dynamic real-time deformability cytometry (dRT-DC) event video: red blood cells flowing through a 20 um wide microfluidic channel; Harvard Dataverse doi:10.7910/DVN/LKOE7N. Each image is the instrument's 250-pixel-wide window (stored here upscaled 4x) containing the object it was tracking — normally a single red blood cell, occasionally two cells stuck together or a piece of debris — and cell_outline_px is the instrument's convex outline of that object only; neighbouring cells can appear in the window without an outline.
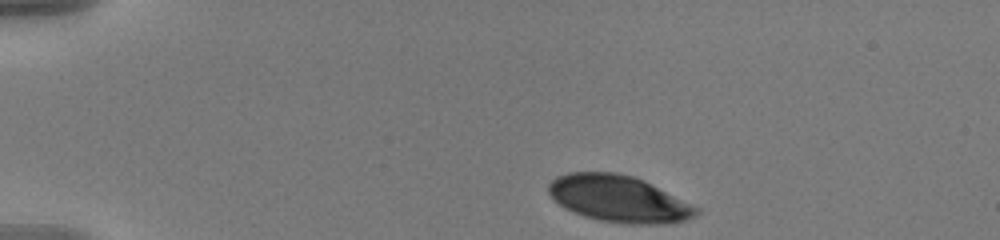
{"species": "human", "species_latin": "Homo sapiens", "temperature_condition": "warm", "stored_images_in_passage": 47, "camera_frame_rate_fps": 3000, "um_per_image_px": 0.085, "donor": {"sex": "male"}, "frame": {"image": 1, "passage_image": 1, "time_ms": 0.0, "image_size_px": [1000, 240], "cell_outline_px": [[700, 212], [696, 216], [684, 220], [668, 224], [628, 224], [600, 220], [584, 216], [560, 204], [548, 192], [548, 184], [556, 176], [568, 172], [616, 172], [632, 176], [644, 180], [700, 208]], "centroid_in_image_um": [52.63, 16.89], "position_along_channel_um": 32.4, "area_um2": 40.0}}
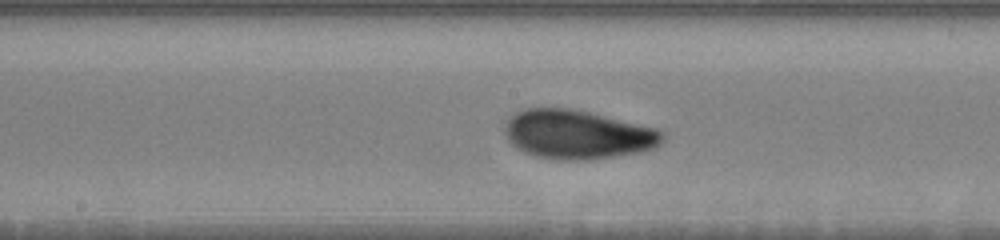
{"frame": {"image": 2, "passage_image": 21, "time_ms": 6.667, "image_size_px": [1000, 240], "cell_outline_px": [[664, 140], [660, 144], [652, 148], [640, 152], [588, 160], [556, 160], [536, 156], [524, 152], [516, 148], [508, 140], [504, 132], [504, 128], [508, 120], [516, 112], [528, 108], [568, 108], [588, 112], [656, 128], [664, 132]], "centroid_in_image_um": [49.08, 11.44], "position_along_channel_um": 199.1, "area_um2": 44.85}}
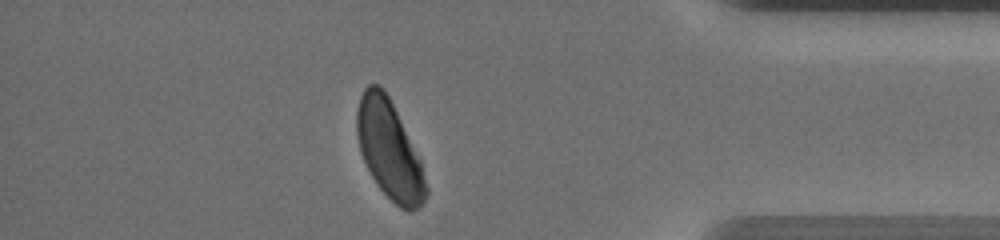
{"frame": {"image": 3, "passage_image": 40, "time_ms": 13.0, "image_size_px": [1000, 240], "cell_outline_px": [[428, 196], [416, 208], [408, 212], [400, 208], [380, 188], [372, 176], [360, 152], [356, 132], [356, 112], [360, 96], [364, 88], [368, 84], [380, 84], [384, 88], [420, 160], [428, 188]], "centroid_in_image_um": [33.07, 12.72], "position_along_channel_um": 402.1, "area_um2": 39.02}, "authors_computed_cell_mechanics": {"area_um2": 42.2518, "velocity_mm_per_s": 3.5993, "shape_relaxation_time_tau1_ms": 2.7002, "shape_relaxation_time_tau2_ms": 1.1629, "deformation_change_tau1": 0.1267, "deformation_change_tau2": 0.0448}}